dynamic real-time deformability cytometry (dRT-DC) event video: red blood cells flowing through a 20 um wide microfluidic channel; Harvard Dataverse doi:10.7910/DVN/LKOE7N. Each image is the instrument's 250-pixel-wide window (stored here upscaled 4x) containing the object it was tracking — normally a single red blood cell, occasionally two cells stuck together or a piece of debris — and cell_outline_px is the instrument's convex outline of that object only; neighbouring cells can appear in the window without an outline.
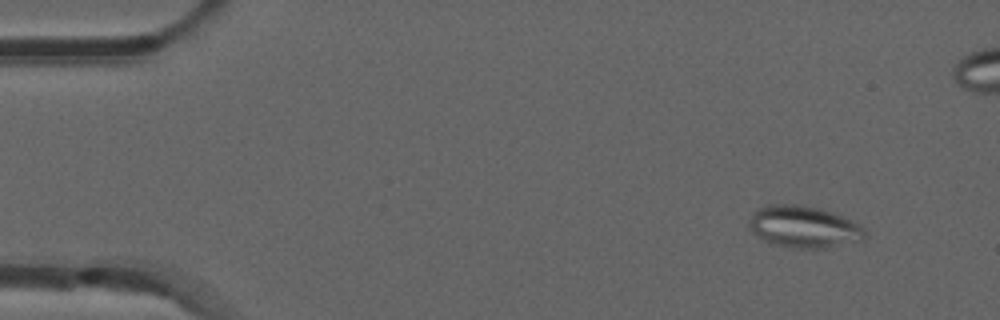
{"species": "common noctule bat (a hibernating species)", "species_latin": "Nyctalus noctula", "temperature_condition": "room temperature", "stored_images_in_passage": 51, "camera_frame_rate_fps": 3000, "um_per_image_px": 0.085, "animal": {"sex": "male", "forearm_length_mm": 52.5}, "frame": {"image": 1, "passage_image": 2, "time_ms": 0.333, "image_size_px": [1000, 320], "cell_outline_px": [[868, 236], [860, 240], [824, 248], [792, 248], [776, 244], [764, 240], [756, 236], [748, 228], [748, 224], [752, 216], [760, 208], [768, 204], [796, 204], [820, 208], [840, 216], [864, 228]], "centroid_in_image_um": [68.29, 19.28], "position_along_channel_um": 16.7, "area_um2": 27.8}}
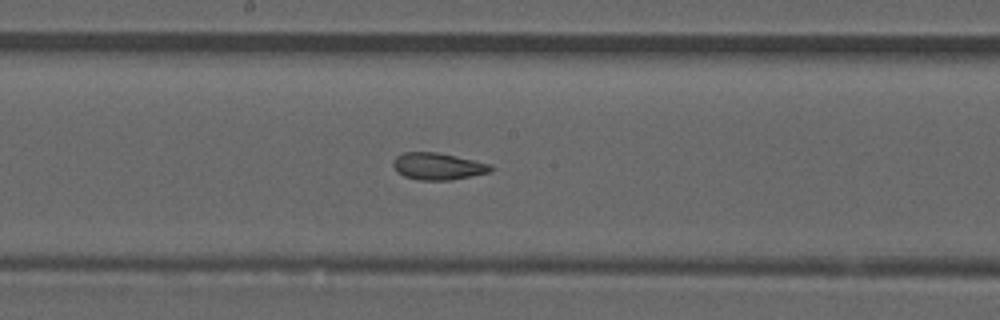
{"frame": {"image": 2, "passage_image": 25, "time_ms": 8.0, "image_size_px": [1000, 320], "cell_outline_px": [[492, 172], [452, 180], [420, 180], [404, 176], [396, 172], [392, 164], [392, 160], [396, 156], [404, 152], [436, 152], [456, 156], [492, 164]], "centroid_in_image_um": [37.21, 14.14], "position_along_channel_um": 211.0, "area_um2": 15.49}}
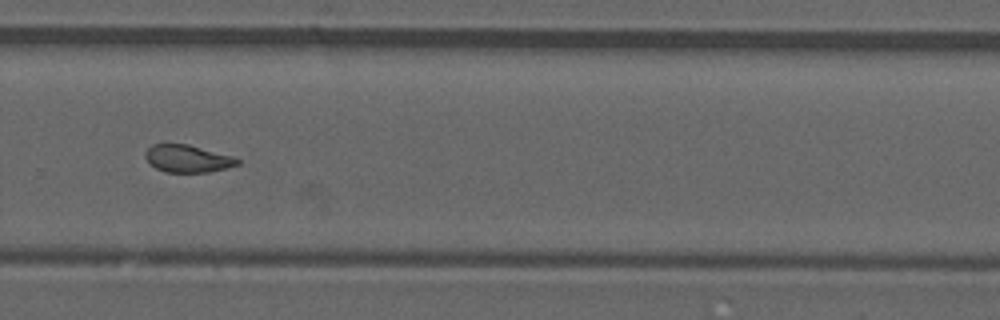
{"frame": {"image": 3, "passage_image": 33, "time_ms": 10.667, "image_size_px": [1000, 320], "cell_outline_px": [[240, 164], [208, 172], [164, 172], [156, 168], [144, 156], [148, 148], [152, 144], [188, 144], [232, 156], [240, 160]], "centroid_in_image_um": [15.94, 13.48], "position_along_channel_um": 313.9, "area_um2": 14.51}, "authors_computed_cell_mechanics": {"area_um2": 15.8372, "velocity_mm_per_s": 3.8734, "shape_relaxation_time_tau1_ms": null, "shape_relaxation_time_tau2_ms": 1.6987, "deformation_change_tau1": null, "deformation_change_tau2": 0.0756}}